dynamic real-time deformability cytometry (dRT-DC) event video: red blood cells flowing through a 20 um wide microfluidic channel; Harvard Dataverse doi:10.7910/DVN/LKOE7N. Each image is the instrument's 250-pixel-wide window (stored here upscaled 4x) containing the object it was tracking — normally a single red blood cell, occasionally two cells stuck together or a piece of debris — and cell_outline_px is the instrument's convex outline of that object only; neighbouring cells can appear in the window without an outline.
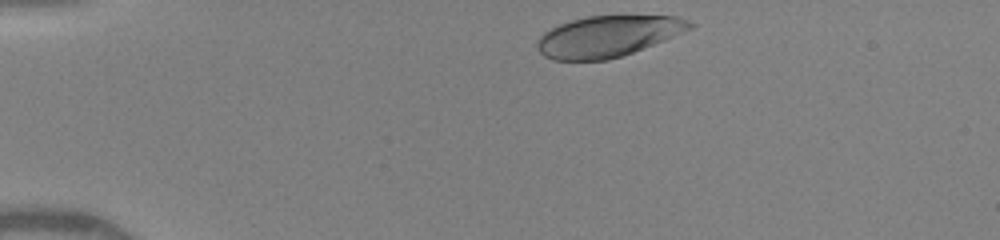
{"species": "human", "species_latin": "Homo sapiens", "temperature_condition": "warm", "stored_images_in_passage": 14, "camera_frame_rate_fps": 3000, "um_per_image_px": 0.085, "donor": {"sex": "female"}, "frame": {"image": 1, "passage_image": 1, "time_ms": 0.0, "image_size_px": [1000, 240], "cell_outline_px": [[696, 24], [692, 28], [664, 40], [632, 52], [608, 60], [552, 60], [544, 56], [536, 48], [536, 44], [540, 36], [544, 32], [560, 24], [572, 20], [588, 16], [676, 16], [688, 20]], "centroid_in_image_um": [51.65, 3.08], "position_along_channel_um": 33.3, "area_um2": 36.24}}
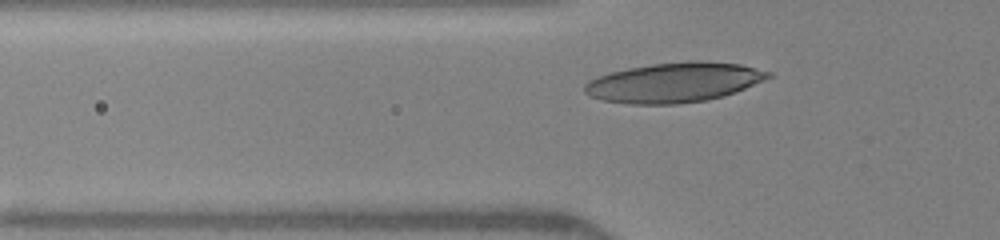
{"frame": {"image": 2, "passage_image": 9, "time_ms": 2.333, "image_size_px": [1000, 240], "cell_outline_px": [[772, 76], [736, 92], [724, 96], [708, 100], [676, 104], [632, 104], [604, 100], [588, 96], [584, 92], [584, 84], [588, 80], [612, 72], [628, 68], [652, 64], [696, 60], [700, 60], [740, 64], [772, 72]], "centroid_in_image_um": [57.3, 7.01], "position_along_channel_um": 68.5, "area_um2": 42.48}}
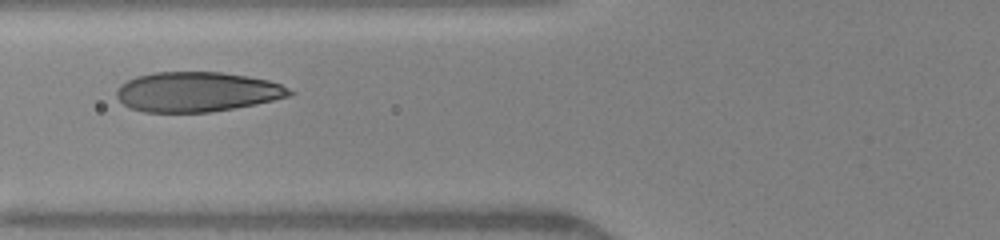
{"frame": {"image": 3, "passage_image": 13, "time_ms": 3.333, "image_size_px": [1000, 240], "cell_outline_px": [[296, 92], [292, 96], [256, 104], [212, 112], [144, 112], [132, 108], [124, 104], [116, 96], [116, 88], [120, 84], [136, 76], [156, 72], [220, 72], [248, 76], [268, 80], [280, 84]], "centroid_in_image_um": [16.76, 7.8], "position_along_channel_um": 109.0, "area_um2": 40.29}}